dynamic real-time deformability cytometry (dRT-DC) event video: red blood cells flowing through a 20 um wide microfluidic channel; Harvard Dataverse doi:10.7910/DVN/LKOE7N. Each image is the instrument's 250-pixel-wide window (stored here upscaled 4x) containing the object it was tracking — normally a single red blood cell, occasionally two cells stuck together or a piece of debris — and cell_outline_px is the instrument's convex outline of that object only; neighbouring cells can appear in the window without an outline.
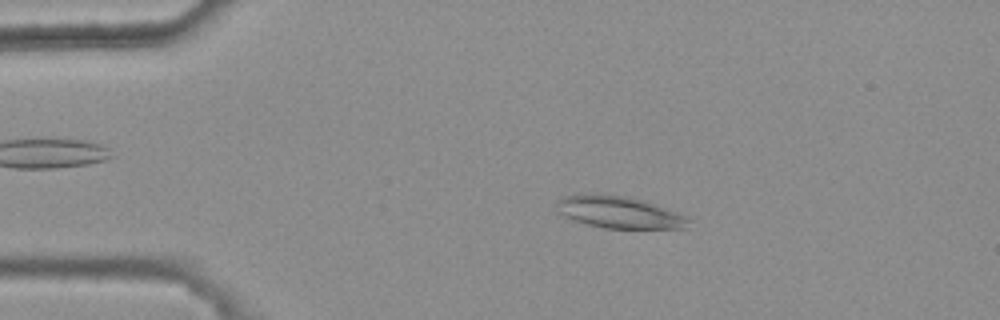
{"species": "common noctule bat (a hibernating species)", "species_latin": "Nyctalus noctula", "temperature_condition": "warm", "stored_images_in_passage": 4, "camera_frame_rate_fps": 3000, "um_per_image_px": 0.085, "animal": {"sex": "female", "body_mass_g": 25.1}, "frame": {"image": 1, "passage_image": 2, "time_ms": 0.333, "image_size_px": [1000, 320], "cell_outline_px": [[692, 220], [688, 228], [604, 228], [572, 220], [556, 212], [556, 200], [564, 196], [596, 192], [628, 196], [688, 216]], "centroid_in_image_um": [52.57, 18.03], "position_along_channel_um": 32.4, "area_um2": 24.85}}